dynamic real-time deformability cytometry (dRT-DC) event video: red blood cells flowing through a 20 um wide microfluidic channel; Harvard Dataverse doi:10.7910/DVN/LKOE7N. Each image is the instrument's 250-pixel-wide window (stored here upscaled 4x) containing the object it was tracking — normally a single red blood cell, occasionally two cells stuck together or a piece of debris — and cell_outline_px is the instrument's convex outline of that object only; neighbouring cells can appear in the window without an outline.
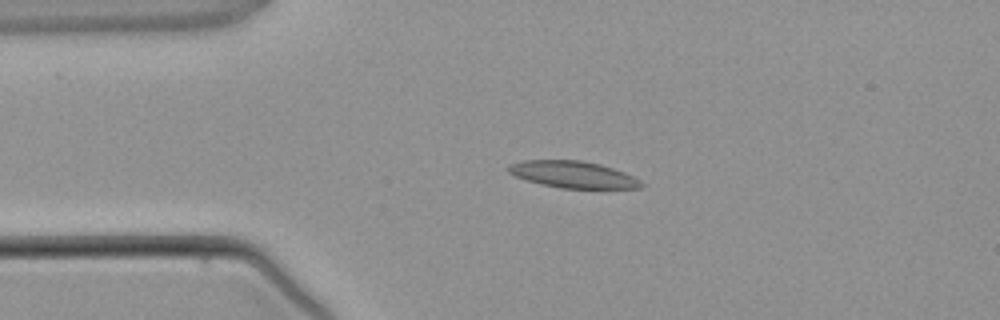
{"species": "common noctule bat (a hibernating species)", "species_latin": "Nyctalus noctula", "temperature_condition": "warm", "stored_images_in_passage": 3, "camera_frame_rate_fps": 3000, "um_per_image_px": 0.085, "animal": {"sex": "male", "body_mass_g": 21.5, "forearm_length_mm": 52.0}, "frame": {"image": 1, "passage_image": 1, "time_ms": 0.0, "image_size_px": [1000, 320], "cell_outline_px": [[644, 184], [640, 188], [560, 188], [540, 184], [516, 176], [508, 172], [508, 164], [524, 160], [580, 160], [600, 164], [624, 172], [640, 180]], "centroid_in_image_um": [48.7, 14.83], "position_along_channel_um": 36.3, "area_um2": 20.58}}
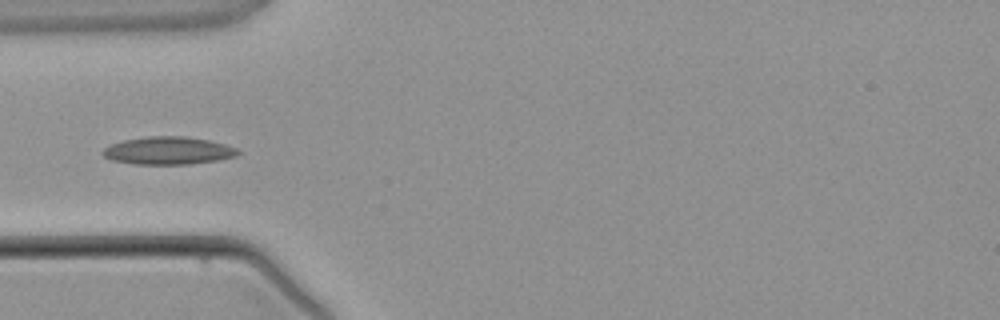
{"frame": {"image": 2, "passage_image": 2, "time_ms": 1.333, "image_size_px": [1000, 320], "cell_outline_px": [[240, 152], [236, 156], [216, 160], [188, 164], [136, 164], [112, 160], [104, 156], [100, 152], [104, 148], [112, 144], [124, 140], [148, 136], [184, 136], [208, 140], [224, 144], [236, 148]], "centroid_in_image_um": [14.28, 12.8], "position_along_channel_um": 70.7, "area_um2": 21.62}}
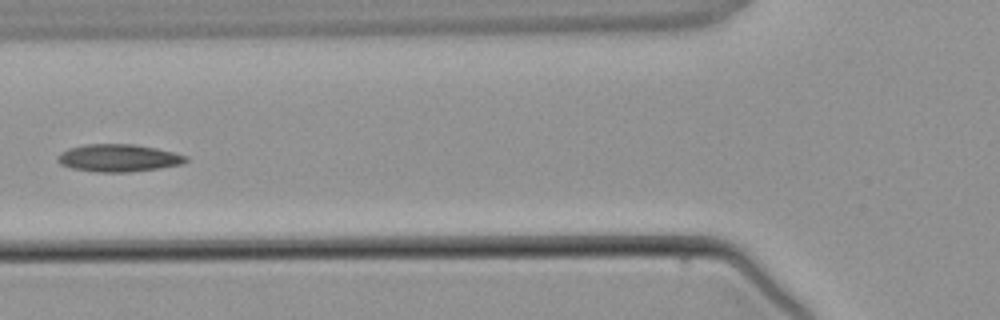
{"frame": {"image": 3, "passage_image": 3, "time_ms": 2.333, "image_size_px": [1000, 320], "cell_outline_px": [[188, 160], [184, 164], [160, 168], [132, 172], [96, 172], [72, 168], [60, 164], [56, 160], [56, 156], [60, 152], [68, 148], [84, 144], [132, 144], [156, 148], [188, 156]], "centroid_in_image_um": [10.05, 13.43], "position_along_channel_um": 115.7, "area_um2": 20.75}}